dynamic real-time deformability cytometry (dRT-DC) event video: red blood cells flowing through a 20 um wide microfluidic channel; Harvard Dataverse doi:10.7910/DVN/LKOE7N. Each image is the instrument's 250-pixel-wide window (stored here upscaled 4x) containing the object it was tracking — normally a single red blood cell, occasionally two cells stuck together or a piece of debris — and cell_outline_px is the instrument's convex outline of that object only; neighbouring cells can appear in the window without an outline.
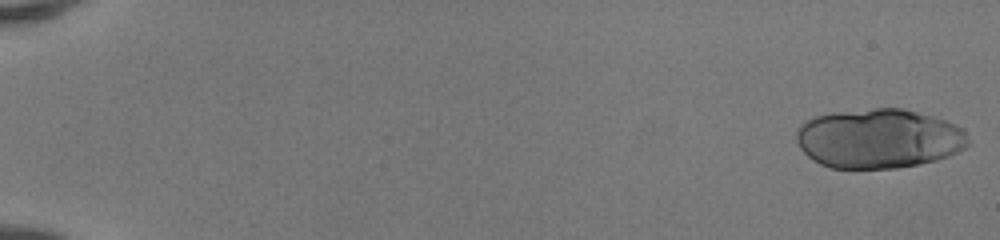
{"species": "human", "species_latin": "Homo sapiens", "temperature_condition": "room temperature", "stored_images_in_passage": 49, "segment_of_instrument_passage": [1, 2], "camera_frame_rate_fps": 3000, "um_per_image_px": 0.085, "donor": {"sex": "female"}, "frame": {"image": 1, "passage_image": 1, "time_ms": 0.0, "image_size_px": [1000, 240], "cell_outline_px": [[968, 144], [964, 148], [948, 156], [936, 160], [896, 168], [832, 168], [820, 164], [812, 160], [800, 148], [796, 140], [796, 128], [804, 120], [816, 116], [832, 112], [876, 108], [900, 108], [916, 112], [944, 120], [956, 124], [964, 132], [968, 140]], "centroid_in_image_um": [74.64, 11.77], "position_along_channel_um": 10.4, "area_um2": 59.48}}
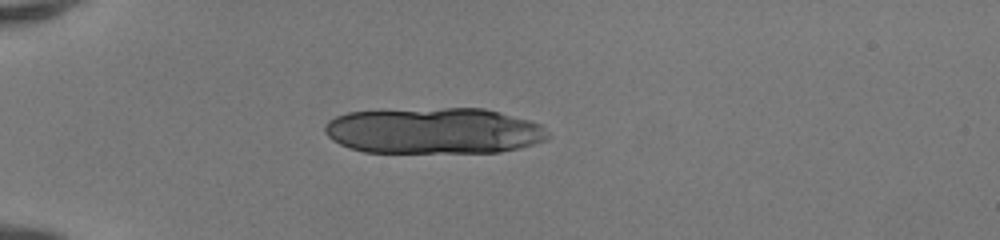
{"frame": {"image": 2, "passage_image": 15, "time_ms": 4.667, "image_size_px": [1000, 240], "cell_outline_px": [[552, 136], [548, 140], [520, 148], [500, 152], [364, 152], [348, 148], [332, 140], [324, 132], [324, 124], [328, 120], [336, 116], [348, 112], [444, 108], [484, 108], [500, 112], [528, 120], [540, 124]], "centroid_in_image_um": [36.89, 11.12], "position_along_channel_um": 48.1, "area_um2": 60.23}}